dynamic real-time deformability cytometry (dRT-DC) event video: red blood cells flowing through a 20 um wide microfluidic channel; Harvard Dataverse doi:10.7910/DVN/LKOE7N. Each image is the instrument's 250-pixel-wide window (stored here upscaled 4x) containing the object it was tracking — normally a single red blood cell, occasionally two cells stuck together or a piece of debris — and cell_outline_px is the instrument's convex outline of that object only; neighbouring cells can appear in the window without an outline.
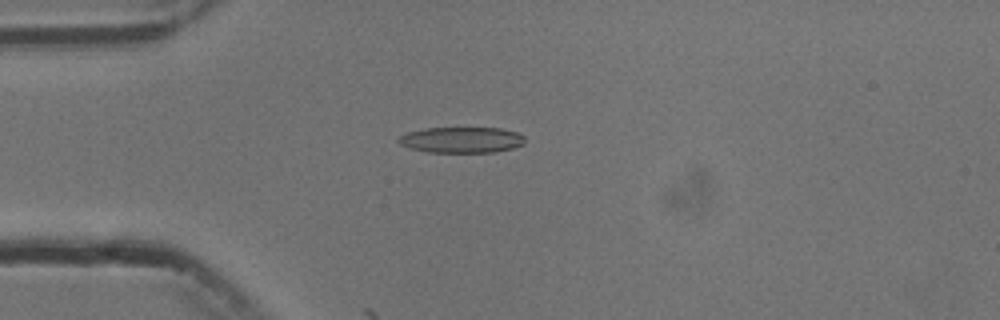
{"species": "common noctule bat (a hibernating species)", "species_latin": "Nyctalus noctula", "temperature_condition": "cold", "stored_images_in_passage": 6, "camera_frame_rate_fps": 3000, "um_per_image_px": 0.085, "animal": {"sex": "male", "body_mass_g": 13.3}, "frame": {"image": 1, "passage_image": 4, "time_ms": 4.333, "image_size_px": [1000, 320], "cell_outline_px": [[524, 144], [512, 148], [492, 152], [428, 152], [408, 148], [400, 144], [396, 140], [400, 136], [408, 132], [424, 128], [500, 128], [520, 132], [524, 136]], "centroid_in_image_um": [39.23, 11.88], "position_along_channel_um": 45.8, "area_um2": 19.13}}
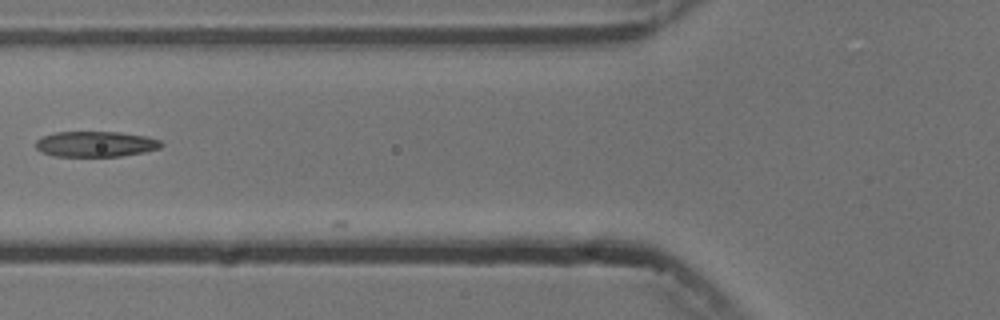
{"frame": {"image": 2, "passage_image": 6, "time_ms": 6.667, "image_size_px": [1000, 320], "cell_outline_px": [[164, 144], [160, 148], [144, 152], [120, 156], [52, 156], [36, 148], [36, 140], [44, 136], [56, 132], [120, 132], [148, 136], [160, 140]], "centroid_in_image_um": [8.17, 12.24], "position_along_channel_um": 117.6, "area_um2": 18.67}}